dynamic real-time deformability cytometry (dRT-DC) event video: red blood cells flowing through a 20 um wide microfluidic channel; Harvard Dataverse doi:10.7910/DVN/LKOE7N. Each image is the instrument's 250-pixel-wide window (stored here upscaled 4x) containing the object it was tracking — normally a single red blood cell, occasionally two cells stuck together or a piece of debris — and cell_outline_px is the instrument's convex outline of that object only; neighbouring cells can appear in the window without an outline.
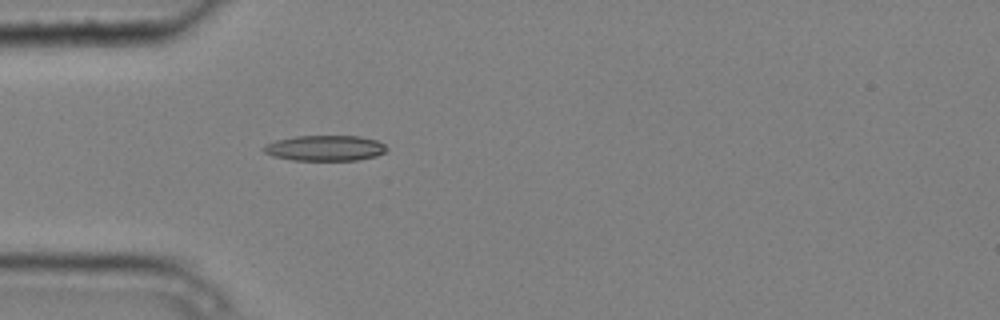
{"species": "common noctule bat (a hibernating species)", "species_latin": "Nyctalus noctula", "temperature_condition": "cold", "stored_images_in_passage": 5, "camera_frame_rate_fps": 3000, "um_per_image_px": 0.085, "animal": {"sex": "male", "body_mass_g": 20.4}, "frame": {"image": 1, "passage_image": 5, "time_ms": 1.333, "image_size_px": [1000, 320], "cell_outline_px": [[388, 148], [384, 152], [376, 156], [356, 160], [292, 160], [272, 156], [264, 152], [260, 148], [276, 140], [296, 136], [360, 136], [376, 140], [384, 144]], "centroid_in_image_um": [27.62, 12.59], "position_along_channel_um": 57.4, "area_um2": 18.26}}